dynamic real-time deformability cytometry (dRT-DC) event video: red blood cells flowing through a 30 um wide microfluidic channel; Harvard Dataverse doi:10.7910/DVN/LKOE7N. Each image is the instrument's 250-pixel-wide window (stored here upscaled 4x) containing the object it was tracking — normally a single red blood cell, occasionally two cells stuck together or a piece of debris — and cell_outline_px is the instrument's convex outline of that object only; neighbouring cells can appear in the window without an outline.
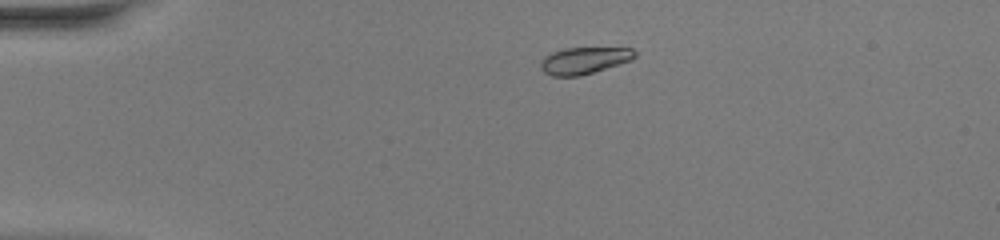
{"species": "common noctule bat (a hibernating species)", "species_latin": "Nyctalus noctula", "temperature_condition": "warm", "stored_images_in_passage": 45, "camera_frame_rate_fps": 3000, "um_per_image_px": 0.085, "animal": {"sex": "female", "body_mass_g": 20.0, "forearm_length_mm": 54.0}, "frame": {"image": 1, "passage_image": 6, "time_ms": 1.667, "image_size_px": [1000, 240], "cell_outline_px": [[636, 56], [632, 60], [580, 76], [552, 76], [544, 72], [540, 68], [540, 60], [544, 56], [552, 52], [564, 48], [632, 48], [636, 52]], "centroid_in_image_um": [49.63, 5.14], "position_along_channel_um": 35.4, "area_um2": 14.74}}
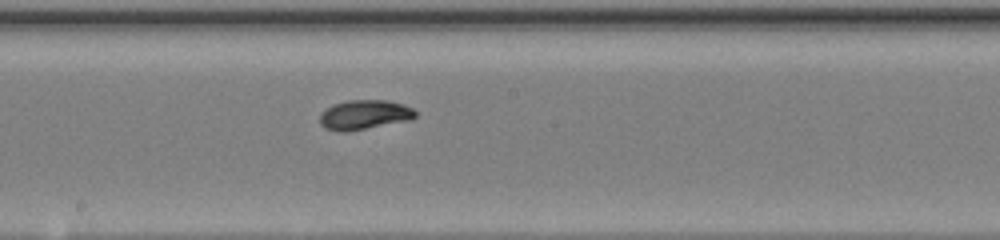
{"frame": {"image": 2, "passage_image": 23, "time_ms": 7.333, "image_size_px": [1000, 240], "cell_outline_px": [[416, 116], [412, 120], [344, 132], [324, 128], [320, 124], [320, 112], [332, 104], [348, 100], [388, 100], [404, 104], [412, 108], [416, 112]], "centroid_in_image_um": [30.97, 9.74], "position_along_channel_um": 217.2, "area_um2": 16.59}}
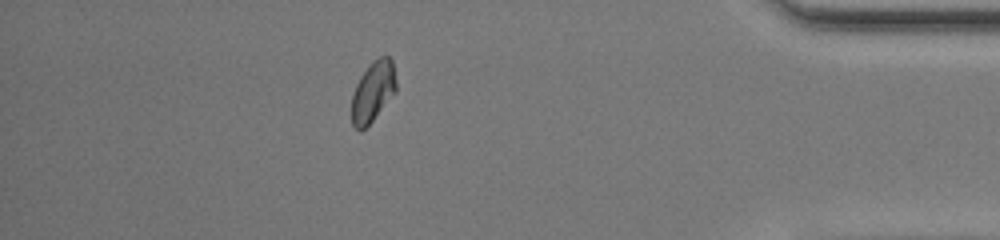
{"frame": {"image": 3, "passage_image": 39, "time_ms": 12.667, "image_size_px": [1000, 240], "cell_outline_px": [[396, 92], [372, 120], [360, 132], [352, 124], [352, 92], [360, 76], [372, 60], [380, 56], [388, 56], [392, 60], [396, 80]], "centroid_in_image_um": [31.7, 7.75], "position_along_channel_um": 403.5, "area_um2": 15.66}, "authors_computed_cell_mechanics": {"area_um2": 15.9528, "velocity_mm_per_s": 4.1985, "shape_relaxation_time_tau1_ms": 2.5733, "shape_relaxation_time_tau2_ms": null, "deformation_change_tau1": 0.1343, "deformation_change_tau2": null}}